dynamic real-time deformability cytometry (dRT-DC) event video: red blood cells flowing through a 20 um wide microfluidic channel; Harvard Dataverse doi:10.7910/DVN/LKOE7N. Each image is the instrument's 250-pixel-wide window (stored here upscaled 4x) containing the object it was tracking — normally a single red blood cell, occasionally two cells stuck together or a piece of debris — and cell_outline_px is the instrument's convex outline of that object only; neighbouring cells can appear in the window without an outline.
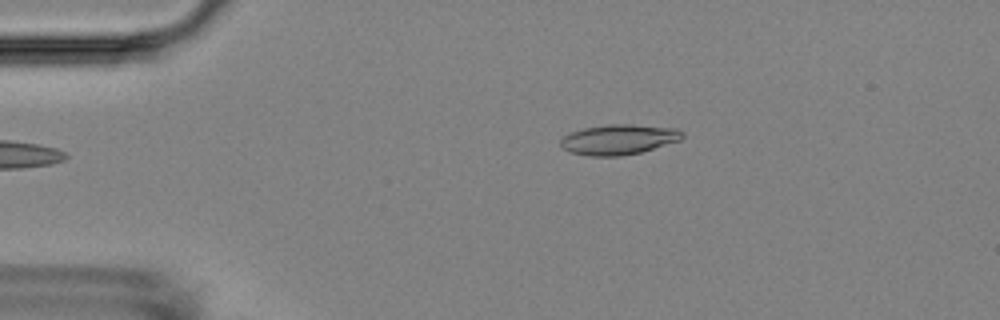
{"species": "Egyptian fruit bat (a non-hibernating species)", "species_latin": "Rousettus aegyptiacus", "temperature_condition": "room temperature", "stored_images_in_passage": 6, "camera_frame_rate_fps": 3000, "um_per_image_px": 0.085, "animal": {"sex": "female"}, "frame": {"image": 1, "passage_image": 6, "time_ms": 5.667, "image_size_px": [1000, 320], "cell_outline_px": [[684, 136], [680, 140], [640, 152], [620, 156], [592, 156], [572, 152], [564, 148], [560, 144], [560, 140], [564, 136], [572, 132], [584, 128], [608, 124], [632, 124], [676, 128], [684, 132]], "centroid_in_image_um": [52.62, 11.84], "position_along_channel_um": 32.4, "area_um2": 21.21}}